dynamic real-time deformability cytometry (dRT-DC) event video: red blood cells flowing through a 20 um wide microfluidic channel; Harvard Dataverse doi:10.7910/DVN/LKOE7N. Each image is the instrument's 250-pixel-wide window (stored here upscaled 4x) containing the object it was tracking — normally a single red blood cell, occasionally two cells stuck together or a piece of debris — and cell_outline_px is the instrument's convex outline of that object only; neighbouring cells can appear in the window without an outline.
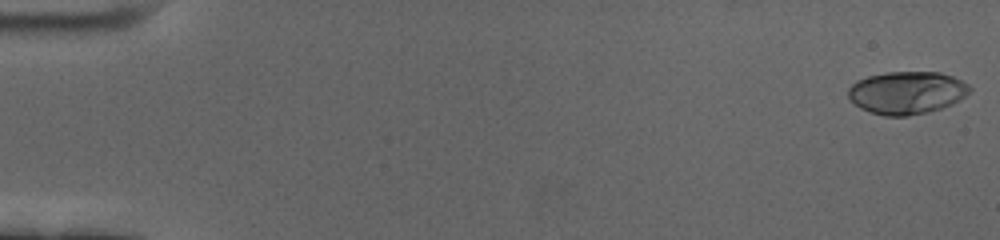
{"species": "human", "species_latin": "Homo sapiens", "temperature_condition": "cold", "stored_images_in_passage": 59, "camera_frame_rate_fps": 3000, "um_per_image_px": 0.085, "donor": {"sex": "female"}, "frame": {"image": 1, "passage_image": 1, "time_ms": 0.0, "image_size_px": [1000, 240], "cell_outline_px": [[972, 88], [964, 96], [952, 104], [928, 112], [908, 116], [884, 116], [860, 108], [848, 96], [848, 88], [856, 80], [868, 76], [888, 72], [940, 72], [952, 76], [968, 84]], "centroid_in_image_um": [77.07, 7.87], "position_along_channel_um": 7.9, "area_um2": 30.06}}
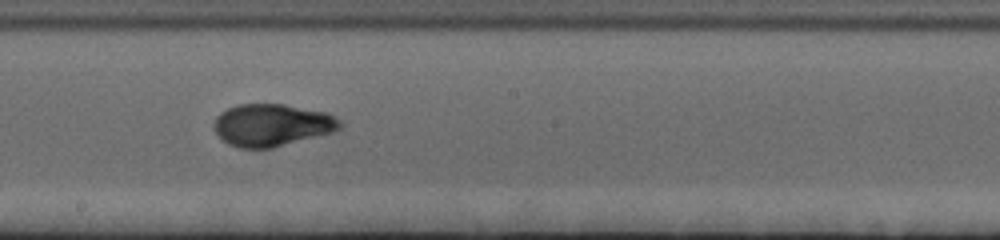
{"frame": {"image": 2, "passage_image": 34, "time_ms": 11.0, "image_size_px": [1000, 240], "cell_outline_px": [[344, 124], [340, 128], [332, 132], [272, 148], [240, 148], [228, 144], [216, 132], [212, 124], [216, 116], [220, 112], [236, 104], [284, 104], [328, 112], [344, 120]], "centroid_in_image_um": [23.14, 10.61], "position_along_channel_um": 225.1, "area_um2": 31.33}}
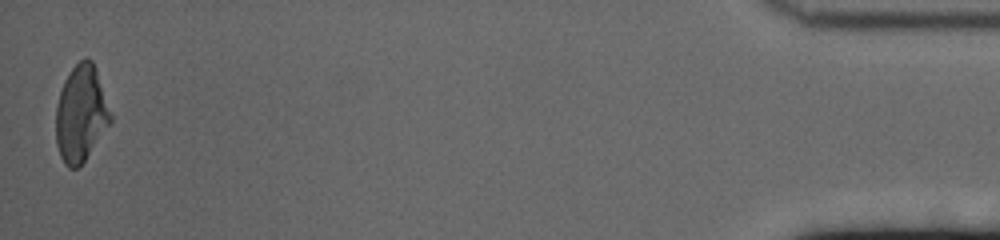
{"frame": {"image": 3, "passage_image": 59, "time_ms": 19.333, "image_size_px": [1000, 240], "cell_outline_px": [[112, 124], [84, 160], [76, 168], [68, 168], [64, 164], [60, 156], [56, 144], [56, 108], [60, 92], [64, 80], [72, 68], [80, 60], [92, 60], [96, 68], [112, 116]], "centroid_in_image_um": [6.89, 9.69], "position_along_channel_um": 428.3, "area_um2": 30.63}, "authors_computed_cell_mechanics": {"area_um2": 30.2872, "velocity_mm_per_s": 3.4487, "shape_relaxation_time_tau1_ms": 5.7091, "shape_relaxation_time_tau2_ms": null, "deformation_change_tau1": 0.2236, "deformation_change_tau2": null}}